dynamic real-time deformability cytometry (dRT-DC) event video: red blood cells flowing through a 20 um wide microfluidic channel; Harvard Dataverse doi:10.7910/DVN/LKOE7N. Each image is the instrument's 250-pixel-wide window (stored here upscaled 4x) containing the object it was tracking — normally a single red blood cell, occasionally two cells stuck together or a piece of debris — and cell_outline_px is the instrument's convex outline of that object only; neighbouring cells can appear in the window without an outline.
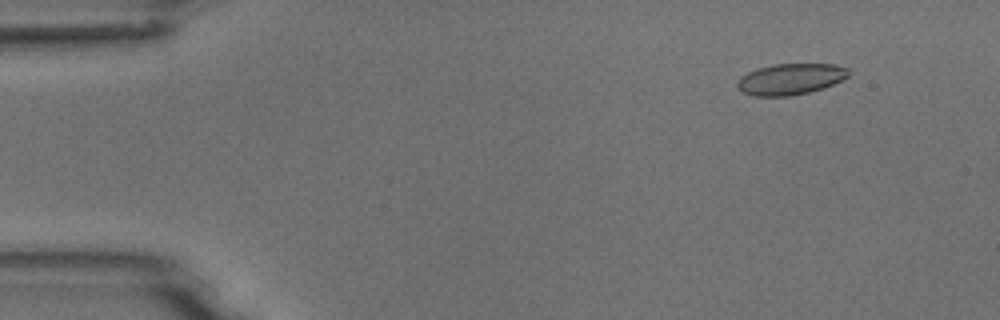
{"species": "common noctule bat (a hibernating species)", "species_latin": "Nyctalus noctula", "temperature_condition": "room temperature", "stored_images_in_passage": 4, "camera_frame_rate_fps": 3000, "um_per_image_px": 0.085, "animal": {"sex": "male", "body_mass_g": 18.8}, "frame": {"image": 1, "passage_image": 2, "time_ms": 1.0, "image_size_px": [1000, 320], "cell_outline_px": [[852, 72], [848, 76], [824, 88], [808, 92], [788, 96], [752, 96], [740, 92], [736, 84], [736, 80], [740, 76], [756, 68], [772, 64], [836, 64], [848, 68]], "centroid_in_image_um": [67.15, 6.72], "position_along_channel_um": 17.9, "area_um2": 20.46}}
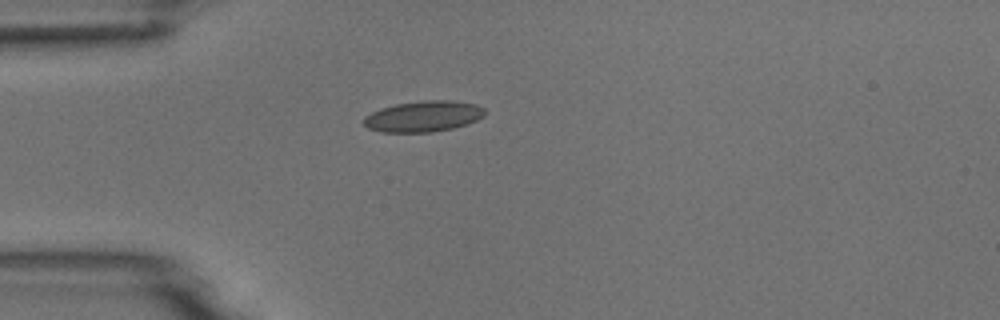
{"frame": {"image": 2, "passage_image": 4, "time_ms": 4.0, "image_size_px": [1000, 320], "cell_outline_px": [[484, 116], [476, 120], [452, 128], [432, 132], [380, 132], [368, 128], [364, 124], [364, 116], [380, 108], [396, 104], [424, 100], [452, 100], [476, 104], [484, 108]], "centroid_in_image_um": [35.97, 9.88], "position_along_channel_um": 49.0, "area_um2": 21.73}}